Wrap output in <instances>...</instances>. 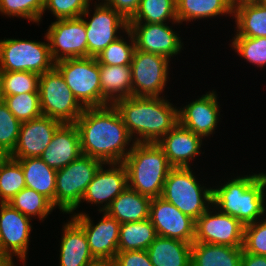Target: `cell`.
Listing matches in <instances>:
<instances>
[{
  "label": "cell",
  "instance_id": "1",
  "mask_svg": "<svg viewBox=\"0 0 266 266\" xmlns=\"http://www.w3.org/2000/svg\"><path fill=\"white\" fill-rule=\"evenodd\" d=\"M79 131L82 155L108 163L123 162L132 150L122 117L114 105L85 108L74 123Z\"/></svg>",
  "mask_w": 266,
  "mask_h": 266
},
{
  "label": "cell",
  "instance_id": "2",
  "mask_svg": "<svg viewBox=\"0 0 266 266\" xmlns=\"http://www.w3.org/2000/svg\"><path fill=\"white\" fill-rule=\"evenodd\" d=\"M113 105L129 135L133 137L137 134L134 143H157L179 123L178 109L160 96H130L117 100Z\"/></svg>",
  "mask_w": 266,
  "mask_h": 266
},
{
  "label": "cell",
  "instance_id": "3",
  "mask_svg": "<svg viewBox=\"0 0 266 266\" xmlns=\"http://www.w3.org/2000/svg\"><path fill=\"white\" fill-rule=\"evenodd\" d=\"M265 188L266 173L234 178L212 189V206L237 218L244 226L254 223L265 213Z\"/></svg>",
  "mask_w": 266,
  "mask_h": 266
},
{
  "label": "cell",
  "instance_id": "4",
  "mask_svg": "<svg viewBox=\"0 0 266 266\" xmlns=\"http://www.w3.org/2000/svg\"><path fill=\"white\" fill-rule=\"evenodd\" d=\"M128 187L151 198L160 197L165 180L173 168L157 143H132L123 161Z\"/></svg>",
  "mask_w": 266,
  "mask_h": 266
},
{
  "label": "cell",
  "instance_id": "5",
  "mask_svg": "<svg viewBox=\"0 0 266 266\" xmlns=\"http://www.w3.org/2000/svg\"><path fill=\"white\" fill-rule=\"evenodd\" d=\"M200 186L190 167H173L160 197L196 221L213 203L212 188Z\"/></svg>",
  "mask_w": 266,
  "mask_h": 266
},
{
  "label": "cell",
  "instance_id": "6",
  "mask_svg": "<svg viewBox=\"0 0 266 266\" xmlns=\"http://www.w3.org/2000/svg\"><path fill=\"white\" fill-rule=\"evenodd\" d=\"M55 68L84 108L102 107L99 62L96 57L68 58Z\"/></svg>",
  "mask_w": 266,
  "mask_h": 266
},
{
  "label": "cell",
  "instance_id": "7",
  "mask_svg": "<svg viewBox=\"0 0 266 266\" xmlns=\"http://www.w3.org/2000/svg\"><path fill=\"white\" fill-rule=\"evenodd\" d=\"M103 163L90 156L81 155L56 173L55 207L71 213L82 202L83 195L94 174Z\"/></svg>",
  "mask_w": 266,
  "mask_h": 266
},
{
  "label": "cell",
  "instance_id": "8",
  "mask_svg": "<svg viewBox=\"0 0 266 266\" xmlns=\"http://www.w3.org/2000/svg\"><path fill=\"white\" fill-rule=\"evenodd\" d=\"M38 92L42 114L62 123H75L85 109L55 67L40 75Z\"/></svg>",
  "mask_w": 266,
  "mask_h": 266
},
{
  "label": "cell",
  "instance_id": "9",
  "mask_svg": "<svg viewBox=\"0 0 266 266\" xmlns=\"http://www.w3.org/2000/svg\"><path fill=\"white\" fill-rule=\"evenodd\" d=\"M54 67L49 43L26 39L0 40V72L29 71L41 75Z\"/></svg>",
  "mask_w": 266,
  "mask_h": 266
},
{
  "label": "cell",
  "instance_id": "10",
  "mask_svg": "<svg viewBox=\"0 0 266 266\" xmlns=\"http://www.w3.org/2000/svg\"><path fill=\"white\" fill-rule=\"evenodd\" d=\"M89 7L81 17L60 19L48 28L46 39L53 61L87 57V33L83 17H88Z\"/></svg>",
  "mask_w": 266,
  "mask_h": 266
},
{
  "label": "cell",
  "instance_id": "11",
  "mask_svg": "<svg viewBox=\"0 0 266 266\" xmlns=\"http://www.w3.org/2000/svg\"><path fill=\"white\" fill-rule=\"evenodd\" d=\"M167 57L135 49L131 62L132 96L159 97L168 78Z\"/></svg>",
  "mask_w": 266,
  "mask_h": 266
},
{
  "label": "cell",
  "instance_id": "12",
  "mask_svg": "<svg viewBox=\"0 0 266 266\" xmlns=\"http://www.w3.org/2000/svg\"><path fill=\"white\" fill-rule=\"evenodd\" d=\"M31 218L14 209L8 203H0V254L5 259L16 255L26 260L31 231ZM24 260V261H23Z\"/></svg>",
  "mask_w": 266,
  "mask_h": 266
},
{
  "label": "cell",
  "instance_id": "13",
  "mask_svg": "<svg viewBox=\"0 0 266 266\" xmlns=\"http://www.w3.org/2000/svg\"><path fill=\"white\" fill-rule=\"evenodd\" d=\"M209 209L195 221V240L243 248L245 226L235 217Z\"/></svg>",
  "mask_w": 266,
  "mask_h": 266
},
{
  "label": "cell",
  "instance_id": "14",
  "mask_svg": "<svg viewBox=\"0 0 266 266\" xmlns=\"http://www.w3.org/2000/svg\"><path fill=\"white\" fill-rule=\"evenodd\" d=\"M103 214L96 225L88 214L77 213L72 218L83 228L93 257L111 264L118 253L121 224L106 212Z\"/></svg>",
  "mask_w": 266,
  "mask_h": 266
},
{
  "label": "cell",
  "instance_id": "15",
  "mask_svg": "<svg viewBox=\"0 0 266 266\" xmlns=\"http://www.w3.org/2000/svg\"><path fill=\"white\" fill-rule=\"evenodd\" d=\"M92 18L83 19L87 33V57H97L110 43L116 41L118 29L125 32L128 21L110 6L100 3L95 6Z\"/></svg>",
  "mask_w": 266,
  "mask_h": 266
},
{
  "label": "cell",
  "instance_id": "16",
  "mask_svg": "<svg viewBox=\"0 0 266 266\" xmlns=\"http://www.w3.org/2000/svg\"><path fill=\"white\" fill-rule=\"evenodd\" d=\"M149 219L158 236L194 243L195 220L162 197L152 198Z\"/></svg>",
  "mask_w": 266,
  "mask_h": 266
},
{
  "label": "cell",
  "instance_id": "17",
  "mask_svg": "<svg viewBox=\"0 0 266 266\" xmlns=\"http://www.w3.org/2000/svg\"><path fill=\"white\" fill-rule=\"evenodd\" d=\"M166 23L128 22L135 48L167 57L169 60L182 48L181 38Z\"/></svg>",
  "mask_w": 266,
  "mask_h": 266
},
{
  "label": "cell",
  "instance_id": "18",
  "mask_svg": "<svg viewBox=\"0 0 266 266\" xmlns=\"http://www.w3.org/2000/svg\"><path fill=\"white\" fill-rule=\"evenodd\" d=\"M111 168L104 170L102 166L94 174L83 195V202L103 204L99 212H105L112 201L128 187L127 170L123 162L108 163ZM117 166V167H116ZM106 203V204H105Z\"/></svg>",
  "mask_w": 266,
  "mask_h": 266
},
{
  "label": "cell",
  "instance_id": "19",
  "mask_svg": "<svg viewBox=\"0 0 266 266\" xmlns=\"http://www.w3.org/2000/svg\"><path fill=\"white\" fill-rule=\"evenodd\" d=\"M62 124L61 121L44 115L22 122L16 147L9 156L12 158L40 157Z\"/></svg>",
  "mask_w": 266,
  "mask_h": 266
},
{
  "label": "cell",
  "instance_id": "20",
  "mask_svg": "<svg viewBox=\"0 0 266 266\" xmlns=\"http://www.w3.org/2000/svg\"><path fill=\"white\" fill-rule=\"evenodd\" d=\"M215 92H208L178 110L179 124L202 138L208 137L218 123L219 108Z\"/></svg>",
  "mask_w": 266,
  "mask_h": 266
},
{
  "label": "cell",
  "instance_id": "21",
  "mask_svg": "<svg viewBox=\"0 0 266 266\" xmlns=\"http://www.w3.org/2000/svg\"><path fill=\"white\" fill-rule=\"evenodd\" d=\"M82 155L80 135L74 123H63L54 133L40 158L55 170L62 169Z\"/></svg>",
  "mask_w": 266,
  "mask_h": 266
},
{
  "label": "cell",
  "instance_id": "22",
  "mask_svg": "<svg viewBox=\"0 0 266 266\" xmlns=\"http://www.w3.org/2000/svg\"><path fill=\"white\" fill-rule=\"evenodd\" d=\"M202 139L178 123L157 144L164 151L172 167H190L189 161L200 154Z\"/></svg>",
  "mask_w": 266,
  "mask_h": 266
},
{
  "label": "cell",
  "instance_id": "23",
  "mask_svg": "<svg viewBox=\"0 0 266 266\" xmlns=\"http://www.w3.org/2000/svg\"><path fill=\"white\" fill-rule=\"evenodd\" d=\"M60 266H88L97 261L88 246L83 228L72 218L63 227Z\"/></svg>",
  "mask_w": 266,
  "mask_h": 266
},
{
  "label": "cell",
  "instance_id": "24",
  "mask_svg": "<svg viewBox=\"0 0 266 266\" xmlns=\"http://www.w3.org/2000/svg\"><path fill=\"white\" fill-rule=\"evenodd\" d=\"M102 107L132 96L131 65L110 66L99 63Z\"/></svg>",
  "mask_w": 266,
  "mask_h": 266
},
{
  "label": "cell",
  "instance_id": "25",
  "mask_svg": "<svg viewBox=\"0 0 266 266\" xmlns=\"http://www.w3.org/2000/svg\"><path fill=\"white\" fill-rule=\"evenodd\" d=\"M151 200V197L127 187L105 212L120 224L143 221L149 218Z\"/></svg>",
  "mask_w": 266,
  "mask_h": 266
},
{
  "label": "cell",
  "instance_id": "26",
  "mask_svg": "<svg viewBox=\"0 0 266 266\" xmlns=\"http://www.w3.org/2000/svg\"><path fill=\"white\" fill-rule=\"evenodd\" d=\"M192 243L157 236L146 250L153 266H191Z\"/></svg>",
  "mask_w": 266,
  "mask_h": 266
},
{
  "label": "cell",
  "instance_id": "27",
  "mask_svg": "<svg viewBox=\"0 0 266 266\" xmlns=\"http://www.w3.org/2000/svg\"><path fill=\"white\" fill-rule=\"evenodd\" d=\"M22 167L25 185L42 194L55 207L56 173L40 157L14 158Z\"/></svg>",
  "mask_w": 266,
  "mask_h": 266
},
{
  "label": "cell",
  "instance_id": "28",
  "mask_svg": "<svg viewBox=\"0 0 266 266\" xmlns=\"http://www.w3.org/2000/svg\"><path fill=\"white\" fill-rule=\"evenodd\" d=\"M243 248L194 242L191 266H241Z\"/></svg>",
  "mask_w": 266,
  "mask_h": 266
},
{
  "label": "cell",
  "instance_id": "29",
  "mask_svg": "<svg viewBox=\"0 0 266 266\" xmlns=\"http://www.w3.org/2000/svg\"><path fill=\"white\" fill-rule=\"evenodd\" d=\"M235 37H266V6L261 2L241 4L233 9Z\"/></svg>",
  "mask_w": 266,
  "mask_h": 266
},
{
  "label": "cell",
  "instance_id": "30",
  "mask_svg": "<svg viewBox=\"0 0 266 266\" xmlns=\"http://www.w3.org/2000/svg\"><path fill=\"white\" fill-rule=\"evenodd\" d=\"M157 236L156 229L149 218L139 222L122 223L118 252L147 250Z\"/></svg>",
  "mask_w": 266,
  "mask_h": 266
},
{
  "label": "cell",
  "instance_id": "31",
  "mask_svg": "<svg viewBox=\"0 0 266 266\" xmlns=\"http://www.w3.org/2000/svg\"><path fill=\"white\" fill-rule=\"evenodd\" d=\"M176 2L179 23L216 17L220 14H233L229 0H176Z\"/></svg>",
  "mask_w": 266,
  "mask_h": 266
},
{
  "label": "cell",
  "instance_id": "32",
  "mask_svg": "<svg viewBox=\"0 0 266 266\" xmlns=\"http://www.w3.org/2000/svg\"><path fill=\"white\" fill-rule=\"evenodd\" d=\"M176 0H140L138 10L128 22L165 23L177 19Z\"/></svg>",
  "mask_w": 266,
  "mask_h": 266
},
{
  "label": "cell",
  "instance_id": "33",
  "mask_svg": "<svg viewBox=\"0 0 266 266\" xmlns=\"http://www.w3.org/2000/svg\"><path fill=\"white\" fill-rule=\"evenodd\" d=\"M25 187L19 161L8 156L0 165V203H9Z\"/></svg>",
  "mask_w": 266,
  "mask_h": 266
},
{
  "label": "cell",
  "instance_id": "34",
  "mask_svg": "<svg viewBox=\"0 0 266 266\" xmlns=\"http://www.w3.org/2000/svg\"><path fill=\"white\" fill-rule=\"evenodd\" d=\"M8 204L25 216H37L40 220L46 218L55 208L46 197L28 187L17 193Z\"/></svg>",
  "mask_w": 266,
  "mask_h": 266
},
{
  "label": "cell",
  "instance_id": "35",
  "mask_svg": "<svg viewBox=\"0 0 266 266\" xmlns=\"http://www.w3.org/2000/svg\"><path fill=\"white\" fill-rule=\"evenodd\" d=\"M40 75L29 71L0 72V96L39 93Z\"/></svg>",
  "mask_w": 266,
  "mask_h": 266
},
{
  "label": "cell",
  "instance_id": "36",
  "mask_svg": "<svg viewBox=\"0 0 266 266\" xmlns=\"http://www.w3.org/2000/svg\"><path fill=\"white\" fill-rule=\"evenodd\" d=\"M9 111L22 123L40 117L42 114L39 93H24L0 96Z\"/></svg>",
  "mask_w": 266,
  "mask_h": 266
},
{
  "label": "cell",
  "instance_id": "37",
  "mask_svg": "<svg viewBox=\"0 0 266 266\" xmlns=\"http://www.w3.org/2000/svg\"><path fill=\"white\" fill-rule=\"evenodd\" d=\"M128 37L131 43H127L120 36L116 41L110 43L97 57V61L103 65H131L133 54L135 52V42L132 33L127 29ZM122 38V39H121ZM131 44V45H130Z\"/></svg>",
  "mask_w": 266,
  "mask_h": 266
},
{
  "label": "cell",
  "instance_id": "38",
  "mask_svg": "<svg viewBox=\"0 0 266 266\" xmlns=\"http://www.w3.org/2000/svg\"><path fill=\"white\" fill-rule=\"evenodd\" d=\"M45 0H0V12L40 22L44 14Z\"/></svg>",
  "mask_w": 266,
  "mask_h": 266
},
{
  "label": "cell",
  "instance_id": "39",
  "mask_svg": "<svg viewBox=\"0 0 266 266\" xmlns=\"http://www.w3.org/2000/svg\"><path fill=\"white\" fill-rule=\"evenodd\" d=\"M21 122L0 99V148L10 155L16 147Z\"/></svg>",
  "mask_w": 266,
  "mask_h": 266
},
{
  "label": "cell",
  "instance_id": "40",
  "mask_svg": "<svg viewBox=\"0 0 266 266\" xmlns=\"http://www.w3.org/2000/svg\"><path fill=\"white\" fill-rule=\"evenodd\" d=\"M233 49L246 61L264 67L266 65V37H233Z\"/></svg>",
  "mask_w": 266,
  "mask_h": 266
},
{
  "label": "cell",
  "instance_id": "41",
  "mask_svg": "<svg viewBox=\"0 0 266 266\" xmlns=\"http://www.w3.org/2000/svg\"><path fill=\"white\" fill-rule=\"evenodd\" d=\"M245 225L243 251L266 256V220Z\"/></svg>",
  "mask_w": 266,
  "mask_h": 266
},
{
  "label": "cell",
  "instance_id": "42",
  "mask_svg": "<svg viewBox=\"0 0 266 266\" xmlns=\"http://www.w3.org/2000/svg\"><path fill=\"white\" fill-rule=\"evenodd\" d=\"M91 0H45V10H50L52 14L60 19L81 17L88 9Z\"/></svg>",
  "mask_w": 266,
  "mask_h": 266
},
{
  "label": "cell",
  "instance_id": "43",
  "mask_svg": "<svg viewBox=\"0 0 266 266\" xmlns=\"http://www.w3.org/2000/svg\"><path fill=\"white\" fill-rule=\"evenodd\" d=\"M111 266H153L146 250L118 252Z\"/></svg>",
  "mask_w": 266,
  "mask_h": 266
},
{
  "label": "cell",
  "instance_id": "44",
  "mask_svg": "<svg viewBox=\"0 0 266 266\" xmlns=\"http://www.w3.org/2000/svg\"><path fill=\"white\" fill-rule=\"evenodd\" d=\"M241 266H266V256L245 253L243 251Z\"/></svg>",
  "mask_w": 266,
  "mask_h": 266
},
{
  "label": "cell",
  "instance_id": "45",
  "mask_svg": "<svg viewBox=\"0 0 266 266\" xmlns=\"http://www.w3.org/2000/svg\"><path fill=\"white\" fill-rule=\"evenodd\" d=\"M260 1L261 0H229L230 5L232 6L233 9L241 4L254 3V2H260Z\"/></svg>",
  "mask_w": 266,
  "mask_h": 266
},
{
  "label": "cell",
  "instance_id": "46",
  "mask_svg": "<svg viewBox=\"0 0 266 266\" xmlns=\"http://www.w3.org/2000/svg\"><path fill=\"white\" fill-rule=\"evenodd\" d=\"M0 266H14L13 264V261L10 260V259H3L1 262H0Z\"/></svg>",
  "mask_w": 266,
  "mask_h": 266
},
{
  "label": "cell",
  "instance_id": "47",
  "mask_svg": "<svg viewBox=\"0 0 266 266\" xmlns=\"http://www.w3.org/2000/svg\"><path fill=\"white\" fill-rule=\"evenodd\" d=\"M88 266H111V265L107 262H104V261H95Z\"/></svg>",
  "mask_w": 266,
  "mask_h": 266
},
{
  "label": "cell",
  "instance_id": "48",
  "mask_svg": "<svg viewBox=\"0 0 266 266\" xmlns=\"http://www.w3.org/2000/svg\"><path fill=\"white\" fill-rule=\"evenodd\" d=\"M9 155H7L1 148H0V165L2 164V162L8 157Z\"/></svg>",
  "mask_w": 266,
  "mask_h": 266
},
{
  "label": "cell",
  "instance_id": "49",
  "mask_svg": "<svg viewBox=\"0 0 266 266\" xmlns=\"http://www.w3.org/2000/svg\"><path fill=\"white\" fill-rule=\"evenodd\" d=\"M260 2L266 6V0H261Z\"/></svg>",
  "mask_w": 266,
  "mask_h": 266
},
{
  "label": "cell",
  "instance_id": "50",
  "mask_svg": "<svg viewBox=\"0 0 266 266\" xmlns=\"http://www.w3.org/2000/svg\"><path fill=\"white\" fill-rule=\"evenodd\" d=\"M4 259V257L0 254V262Z\"/></svg>",
  "mask_w": 266,
  "mask_h": 266
}]
</instances>
